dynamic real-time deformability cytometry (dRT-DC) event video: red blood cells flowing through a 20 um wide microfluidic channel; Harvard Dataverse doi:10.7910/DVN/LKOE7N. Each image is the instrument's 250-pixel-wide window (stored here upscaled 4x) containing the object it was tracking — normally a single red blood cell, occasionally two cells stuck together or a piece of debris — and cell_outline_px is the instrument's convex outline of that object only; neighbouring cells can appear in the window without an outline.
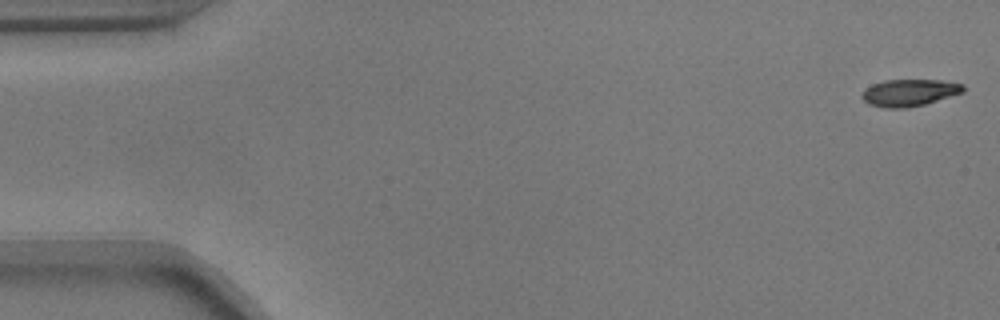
{"species": "common noctule bat (a hibernating species)", "species_latin": "Nyctalus noctula", "temperature_condition": "warm", "stored_images_in_passage": 10, "camera_frame_rate_fps": 3000, "um_per_image_px": 0.085, "animal": {"sex": "male", "body_mass_g": 17.9}, "frame": {"image": 1, "passage_image": 1, "time_ms": 0.0, "image_size_px": [1000, 320], "cell_outline_px": [[964, 92], [924, 104], [908, 108], [884, 108], [868, 104], [860, 96], [864, 88], [872, 84], [884, 80], [940, 80], [964, 84]], "centroid_in_image_um": [77.25, 7.88], "position_along_channel_um": 7.7, "area_um2": 16.01}}